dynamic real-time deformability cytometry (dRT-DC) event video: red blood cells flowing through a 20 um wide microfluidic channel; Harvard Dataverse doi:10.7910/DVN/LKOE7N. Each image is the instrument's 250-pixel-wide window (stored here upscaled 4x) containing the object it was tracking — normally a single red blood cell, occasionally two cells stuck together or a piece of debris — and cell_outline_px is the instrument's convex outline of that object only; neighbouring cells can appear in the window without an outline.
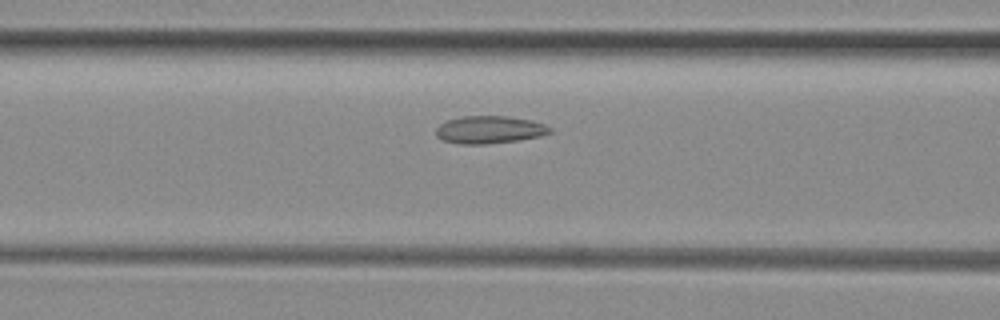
{"species": "common noctule bat (a hibernating species)", "species_latin": "Nyctalus noctula", "temperature_condition": "room temperature", "stored_images_in_passage": 17, "camera_frame_rate_fps": 3000, "um_per_image_px": 0.085, "animal": {"sex": "female", "body_mass_g": 29.2, "forearm_length_mm": 56.3}, "frame": {"image": 1, "passage_image": 15, "time_ms": 4.667, "image_size_px": [1000, 320], "cell_outline_px": [[552, 132], [540, 136], [520, 140], [484, 144], [460, 144], [444, 140], [436, 136], [436, 128], [440, 124], [448, 120], [464, 116], [508, 116], [532, 120], [544, 124], [552, 128]], "centroid_in_image_um": [41.63, 11.02], "position_along_channel_um": 125.0, "area_um2": 18.32}}